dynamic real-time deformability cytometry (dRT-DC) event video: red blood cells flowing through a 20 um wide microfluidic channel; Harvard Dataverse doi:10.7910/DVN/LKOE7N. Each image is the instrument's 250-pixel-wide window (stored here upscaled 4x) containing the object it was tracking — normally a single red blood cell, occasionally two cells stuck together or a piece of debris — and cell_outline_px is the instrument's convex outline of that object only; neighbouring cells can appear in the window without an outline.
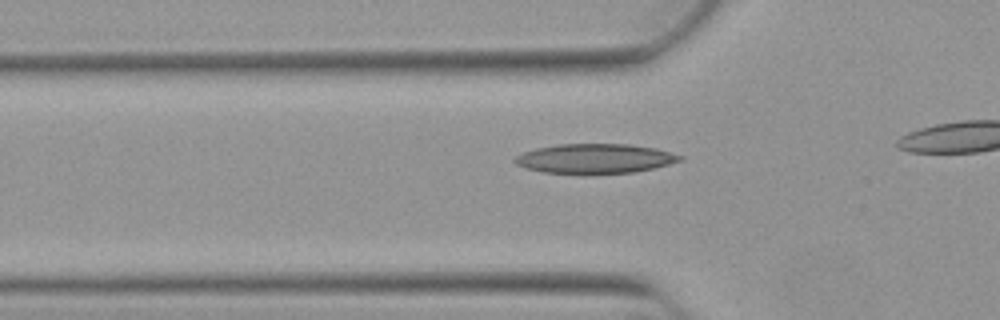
{"species": "Egyptian fruit bat (a non-hibernating species)", "species_latin": "Rousettus aegyptiacus", "temperature_condition": "warm", "stored_images_in_passage": 15, "camera_frame_rate_fps": 3000, "um_per_image_px": 0.085, "animal": {"sex": "female"}, "frame": {"image": 1, "passage_image": 9, "time_ms": 2.667, "image_size_px": [1000, 320], "cell_outline_px": [[684, 160], [652, 168], [632, 172], [544, 172], [524, 168], [516, 164], [512, 160], [516, 156], [524, 152], [536, 148], [556, 144], [628, 144], [656, 148], [684, 156]], "centroid_in_image_um": [50.57, 13.45], "position_along_channel_um": 75.2, "area_um2": 27.92}}
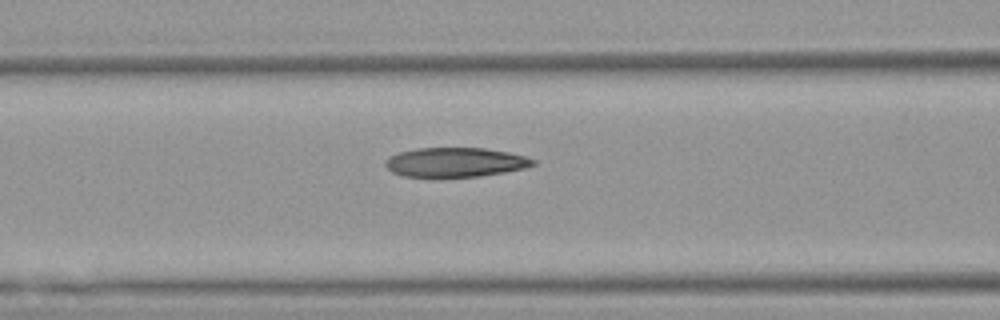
{"frame": {"image": 2, "passage_image": 13, "time_ms": 4.0, "image_size_px": [1000, 320], "cell_outline_px": [[536, 164], [524, 168], [504, 172], [480, 176], [404, 176], [392, 172], [384, 164], [384, 160], [388, 156], [400, 152], [416, 148], [484, 148], [508, 152], [524, 156], [536, 160]], "centroid_in_image_um": [38.69, 13.78], "position_along_channel_um": 127.9, "area_um2": 25.09}}